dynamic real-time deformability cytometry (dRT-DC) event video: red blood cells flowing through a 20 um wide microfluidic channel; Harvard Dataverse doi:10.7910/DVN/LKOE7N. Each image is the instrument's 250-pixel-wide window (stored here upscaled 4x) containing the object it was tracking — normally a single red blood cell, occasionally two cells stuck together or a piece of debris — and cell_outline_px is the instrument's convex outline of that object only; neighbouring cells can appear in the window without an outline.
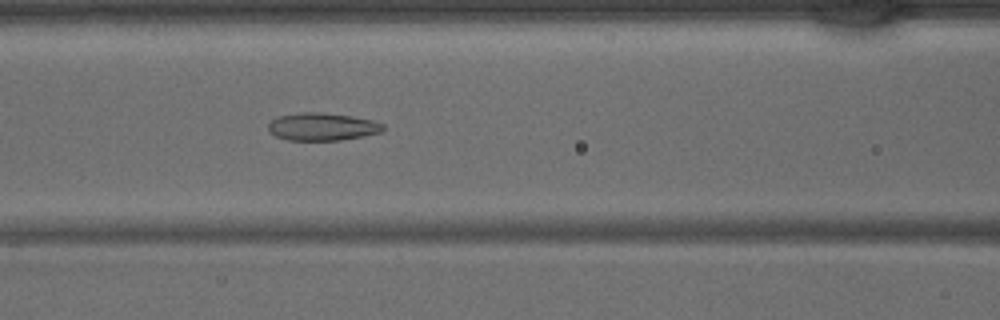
{"species": "common noctule bat (a hibernating species)", "species_latin": "Nyctalus noctula", "temperature_condition": "warm", "stored_images_in_passage": 43, "camera_frame_rate_fps": 3000, "um_per_image_px": 0.085, "animal": {"sex": "male", "body_mass_g": 15.6}, "frame": {"image": 1, "passage_image": 18, "time_ms": 5.667, "image_size_px": [1000, 320], "cell_outline_px": [[384, 128], [380, 132], [340, 140], [288, 140], [276, 136], [268, 132], [268, 124], [272, 120], [280, 116], [300, 112], [320, 112], [352, 116], [372, 120], [384, 124]], "centroid_in_image_um": [27.36, 10.76], "position_along_channel_um": 139.2, "area_um2": 18.38}}
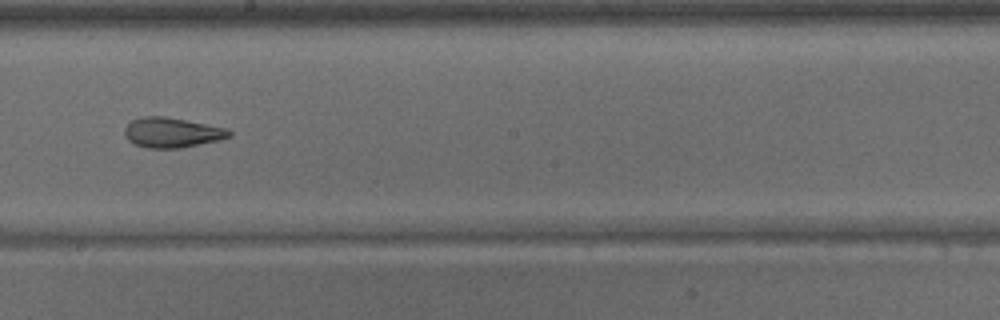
{"frame": {"image": 2, "passage_image": 24, "time_ms": 7.667, "image_size_px": [1000, 320], "cell_outline_px": [[232, 136], [220, 140], [180, 148], [148, 148], [136, 144], [128, 140], [124, 136], [124, 128], [132, 120], [144, 116], [164, 116], [228, 128], [232, 132]], "centroid_in_image_um": [14.63, 11.27], "position_along_channel_um": 233.6, "area_um2": 18.32}}
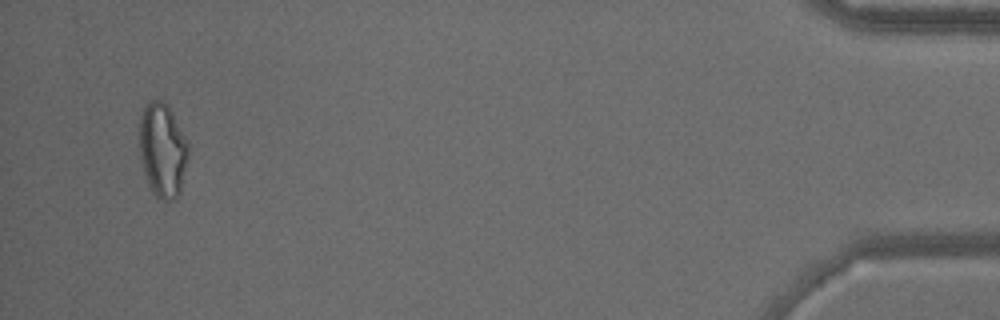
{"frame": {"image": 3, "passage_image": 41, "time_ms": 13.333, "image_size_px": [1000, 320], "cell_outline_px": [[188, 156], [180, 192], [176, 200], [164, 200], [156, 196], [152, 192], [148, 184], [144, 172], [140, 156], [140, 112], [152, 100], [160, 100], [168, 104], [188, 144]], "centroid_in_image_um": [13.82, 12.77], "position_along_channel_um": 421.4, "area_um2": 26.65}}